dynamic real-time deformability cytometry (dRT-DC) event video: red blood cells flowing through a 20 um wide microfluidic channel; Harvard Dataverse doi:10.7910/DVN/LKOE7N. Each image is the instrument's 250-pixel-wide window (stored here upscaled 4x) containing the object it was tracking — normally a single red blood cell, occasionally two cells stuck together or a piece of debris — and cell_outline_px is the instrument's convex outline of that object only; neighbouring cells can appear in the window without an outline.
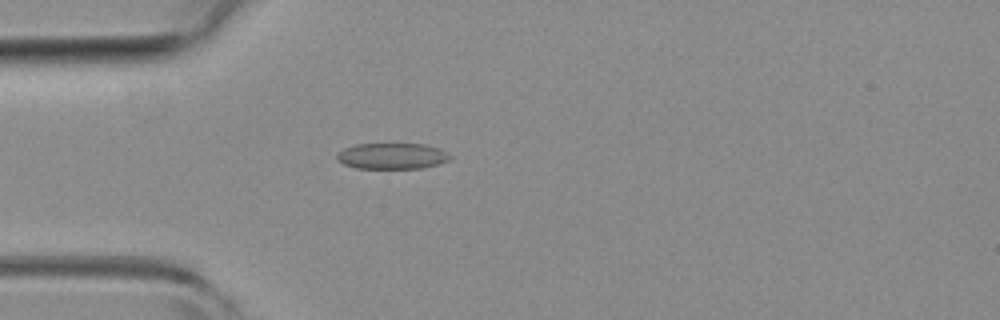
{"species": "common noctule bat (a hibernating species)", "species_latin": "Nyctalus noctula", "temperature_condition": "room temperature", "stored_images_in_passage": 1, "camera_frame_rate_fps": 3000, "um_per_image_px": 0.085, "animal": {"sex": "female", "body_mass_g": 19.3, "forearm_length_mm": 54.1}, "frame": {"image": 1, "passage_image": 1, "time_ms": 0.0, "image_size_px": [1000, 320], "cell_outline_px": [[452, 156], [448, 160], [436, 164], [420, 168], [356, 168], [344, 164], [336, 160], [336, 156], [344, 148], [356, 144], [424, 144], [440, 148], [448, 152]], "centroid_in_image_um": [33.33, 13.25], "position_along_channel_um": 51.7, "area_um2": 17.05}}